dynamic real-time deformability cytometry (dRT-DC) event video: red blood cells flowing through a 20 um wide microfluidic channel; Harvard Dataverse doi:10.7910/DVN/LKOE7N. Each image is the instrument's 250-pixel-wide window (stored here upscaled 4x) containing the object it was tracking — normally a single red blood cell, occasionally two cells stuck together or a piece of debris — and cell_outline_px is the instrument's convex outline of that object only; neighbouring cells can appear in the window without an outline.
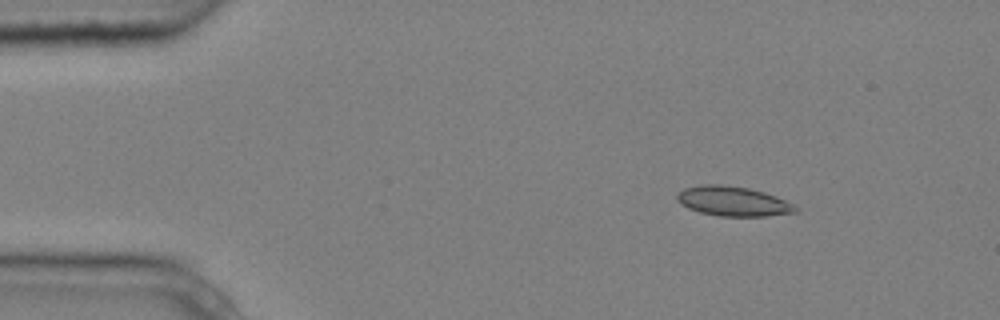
{"species": "common noctule bat (a hibernating species)", "species_latin": "Nyctalus noctula", "temperature_condition": "cold", "stored_images_in_passage": 4, "camera_frame_rate_fps": 3000, "um_per_image_px": 0.085, "animal": {"sex": "male", "body_mass_g": 20.4}, "frame": {"image": 1, "passage_image": 2, "time_ms": 0.333, "image_size_px": [1000, 320], "cell_outline_px": [[800, 212], [764, 216], [720, 216], [700, 212], [688, 208], [680, 204], [676, 200], [676, 192], [684, 188], [700, 184], [720, 184], [748, 188], [764, 192], [776, 196], [792, 204]], "centroid_in_image_um": [62.25, 17.1], "position_along_channel_um": 22.7, "area_um2": 20.58}}